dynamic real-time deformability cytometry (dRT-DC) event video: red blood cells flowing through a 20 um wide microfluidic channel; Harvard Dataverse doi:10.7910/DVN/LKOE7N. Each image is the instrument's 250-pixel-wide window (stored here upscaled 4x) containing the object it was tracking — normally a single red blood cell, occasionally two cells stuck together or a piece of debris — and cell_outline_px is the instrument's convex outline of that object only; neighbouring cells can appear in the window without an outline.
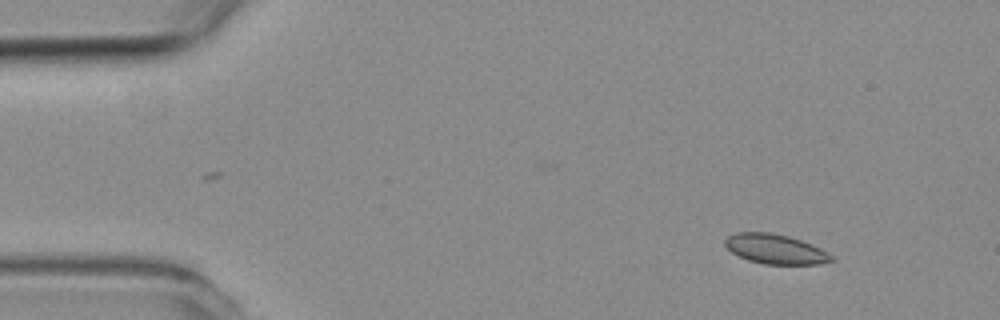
{"species": "common noctule bat (a hibernating species)", "species_latin": "Nyctalus noctula", "temperature_condition": "room temperature", "stored_images_in_passage": 4, "camera_frame_rate_fps": 3000, "um_per_image_px": 0.085, "animal": {"sex": "female", "body_mass_g": 19.3, "forearm_length_mm": 54.1}, "frame": {"image": 1, "passage_image": 1, "time_ms": 0.0, "image_size_px": [1000, 320], "cell_outline_px": [[836, 260], [820, 264], [764, 264], [748, 260], [732, 252], [724, 244], [724, 240], [728, 236], [736, 232], [772, 232], [788, 236], [812, 244], [828, 252]], "centroid_in_image_um": [65.92, 21.17], "position_along_channel_um": 19.1, "area_um2": 18.44}}